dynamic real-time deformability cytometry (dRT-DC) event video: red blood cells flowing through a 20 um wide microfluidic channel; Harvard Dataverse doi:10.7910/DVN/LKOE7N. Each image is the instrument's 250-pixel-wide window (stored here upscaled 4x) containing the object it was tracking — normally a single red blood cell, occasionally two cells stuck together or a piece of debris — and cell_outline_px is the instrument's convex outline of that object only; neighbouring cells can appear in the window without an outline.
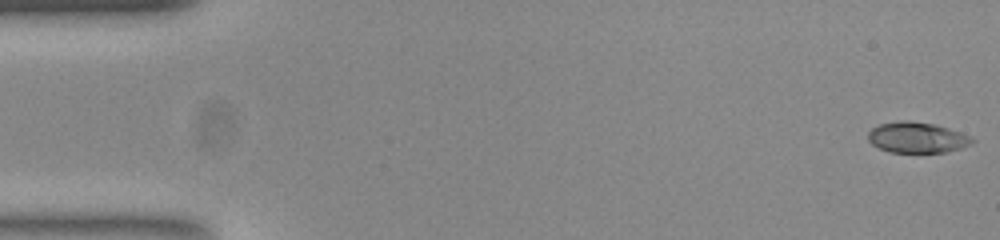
{"species": "common noctule bat (a hibernating species)", "species_latin": "Nyctalus noctula", "temperature_condition": "room temperature", "stored_images_in_passage": 53, "camera_frame_rate_fps": 3000, "um_per_image_px": 0.085, "animal": {"sex": "female", "body_mass_g": 23.0, "forearm_length_mm": 53.4}, "frame": {"image": 1, "passage_image": 1, "time_ms": 0.0, "image_size_px": [1000, 240], "cell_outline_px": [[976, 140], [972, 144], [948, 152], [888, 152], [872, 144], [868, 140], [868, 132], [872, 128], [880, 124], [900, 120], [908, 120], [936, 124], [972, 136]], "centroid_in_image_um": [77.97, 11.68], "position_along_channel_um": 7.0, "area_um2": 18.79}}
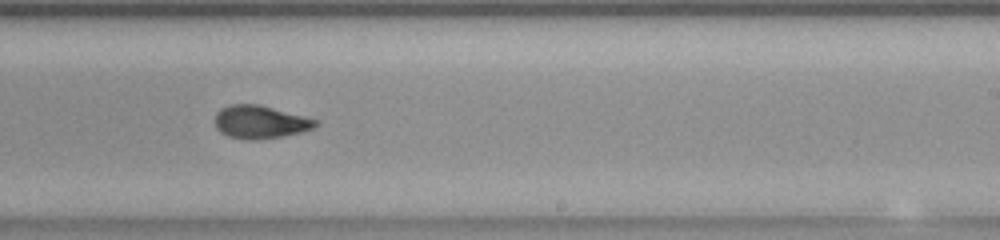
{"frame": {"image": 2, "passage_image": 32, "time_ms": 10.333, "image_size_px": [1000, 240], "cell_outline_px": [[320, 124], [312, 128], [300, 132], [284, 136], [260, 140], [244, 140], [228, 136], [220, 132], [216, 128], [216, 112], [220, 108], [228, 104], [260, 104], [320, 120]], "centroid_in_image_um": [22.13, 10.37], "position_along_channel_um": 266.9, "area_um2": 19.71}}
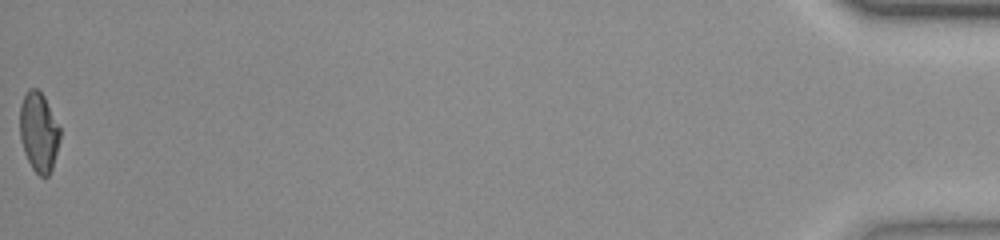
{"frame": {"image": 3, "passage_image": 53, "time_ms": 17.333, "image_size_px": [1000, 240], "cell_outline_px": [[60, 140], [52, 168], [48, 176], [40, 176], [32, 168], [24, 152], [20, 136], [20, 104], [28, 88], [36, 88], [44, 96], [60, 128]], "centroid_in_image_um": [3.29, 11.21], "position_along_channel_um": 431.9, "area_um2": 18.5}, "authors_computed_cell_mechanics": {"area_um2": 19.4208, "velocity_mm_per_s": 3.8616, "shape_relaxation_time_tau1_ms": 3.5923, "shape_relaxation_time_tau2_ms": 1.8491, "deformation_change_tau1": 0.1858, "deformation_change_tau2": 0.0809}}